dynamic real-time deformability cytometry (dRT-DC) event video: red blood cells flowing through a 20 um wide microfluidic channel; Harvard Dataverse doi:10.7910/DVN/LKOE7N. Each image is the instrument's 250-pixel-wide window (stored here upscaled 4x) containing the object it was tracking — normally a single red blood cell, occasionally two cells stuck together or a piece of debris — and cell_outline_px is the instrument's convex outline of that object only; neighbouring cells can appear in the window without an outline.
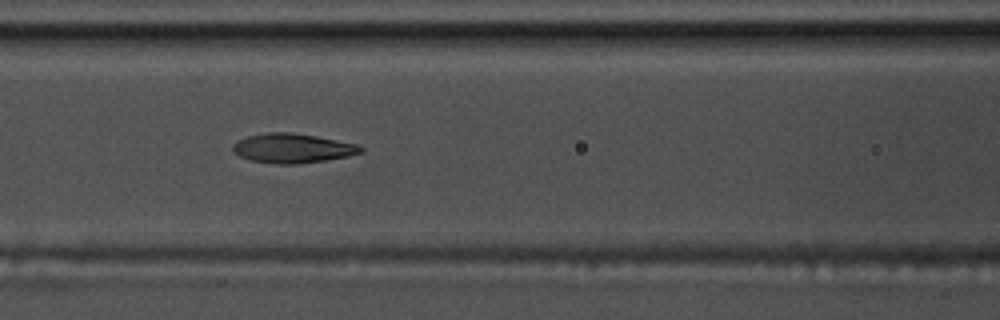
{"species": "common noctule bat (a hibernating species)", "species_latin": "Nyctalus noctula", "temperature_condition": "warm", "stored_images_in_passage": 42, "camera_frame_rate_fps": 3000, "um_per_image_px": 0.085, "animal": {"sex": "male", "body_mass_g": 17.5, "forearm_length_mm": 52.3}, "frame": {"image": 1, "passage_image": 10, "time_ms": 3.0, "image_size_px": [1000, 320], "cell_outline_px": [[364, 152], [348, 156], [300, 164], [276, 164], [252, 160], [240, 156], [232, 152], [232, 144], [248, 136], [268, 132], [288, 132], [316, 136], [356, 144], [364, 148]], "centroid_in_image_um": [24.86, 12.6], "position_along_channel_um": 141.7, "area_um2": 21.79}}
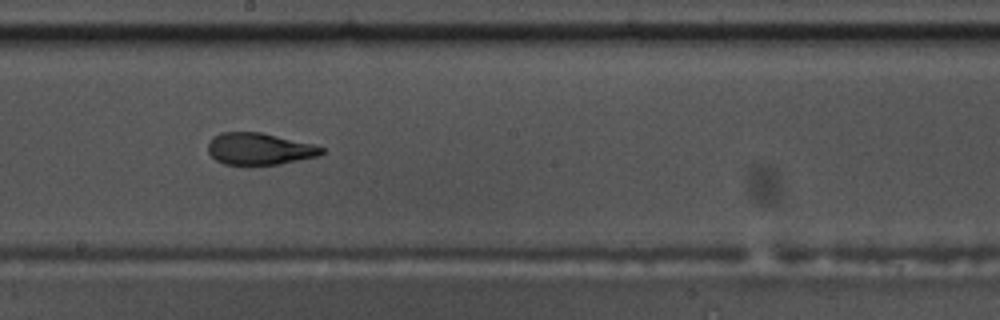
{"frame": {"image": 2, "passage_image": 17, "time_ms": 5.333, "image_size_px": [1000, 320], "cell_outline_px": [[324, 152], [320, 156], [280, 164], [224, 164], [216, 160], [208, 152], [208, 140], [212, 136], [220, 132], [260, 132], [312, 144], [324, 148]], "centroid_in_image_um": [22.02, 12.65], "position_along_channel_um": 226.2, "area_um2": 21.04}}
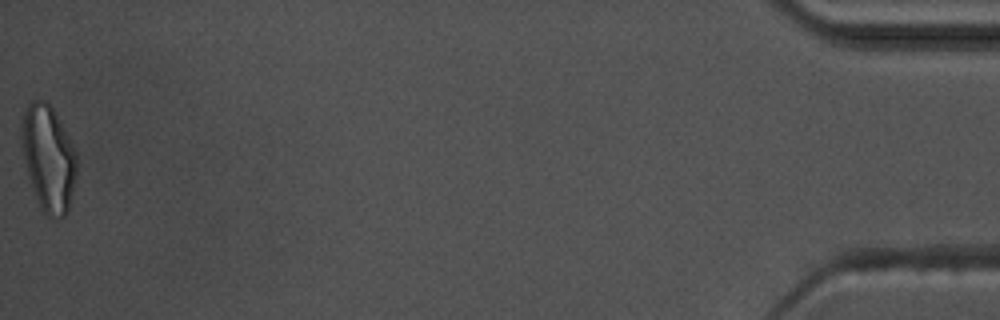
{"frame": {"image": 3, "passage_image": 42, "time_ms": 13.667, "image_size_px": [1000, 320], "cell_outline_px": [[76, 172], [72, 192], [68, 208], [64, 216], [48, 216], [40, 208], [32, 188], [28, 176], [24, 160], [20, 140], [20, 128], [24, 112], [28, 104], [32, 100], [44, 100], [52, 108], [60, 120], [76, 152]], "centroid_in_image_um": [4.08, 13.41], "position_along_channel_um": 431.1, "area_um2": 33.76}, "authors_computed_cell_mechanics": {"area_um2": 21.7328, "velocity_mm_per_s": 3.6381, "shape_relaxation_time_tau1_ms": 5.0124, "shape_relaxation_time_tau2_ms": 1.954, "deformation_change_tau1": 0.2151, "deformation_change_tau2": 0.1027}}